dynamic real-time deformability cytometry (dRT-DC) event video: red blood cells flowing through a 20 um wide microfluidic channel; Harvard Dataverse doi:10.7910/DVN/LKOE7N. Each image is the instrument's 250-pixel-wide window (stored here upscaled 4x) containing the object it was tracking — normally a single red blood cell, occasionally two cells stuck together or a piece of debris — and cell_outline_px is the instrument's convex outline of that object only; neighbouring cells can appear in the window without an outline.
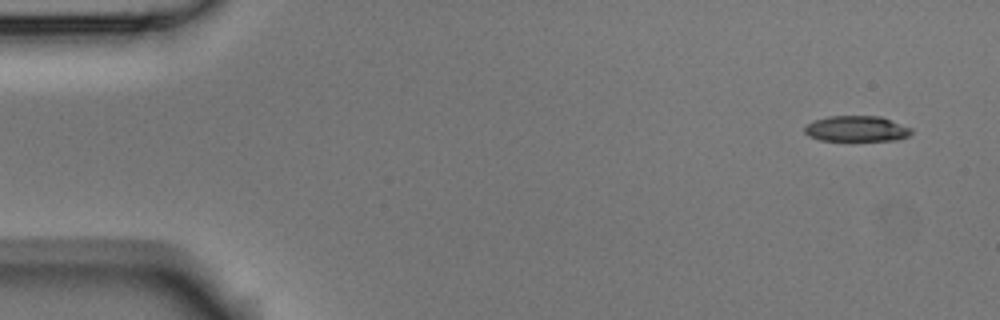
{"species": "Egyptian fruit bat (a non-hibernating species)", "species_latin": "Rousettus aegyptiacus", "temperature_condition": "room temperature", "stored_images_in_passage": 5, "camera_frame_rate_fps": 3000, "um_per_image_px": 0.085, "animal": {"sex": "male"}, "frame": {"image": 1, "passage_image": 1, "time_ms": 0.0, "image_size_px": [1000, 320], "cell_outline_px": [[912, 132], [908, 136], [896, 140], [820, 140], [808, 136], [804, 132], [804, 128], [808, 124], [816, 120], [828, 116], [880, 116], [912, 128]], "centroid_in_image_um": [72.81, 10.94], "position_along_channel_um": 12.2, "area_um2": 15.84}}
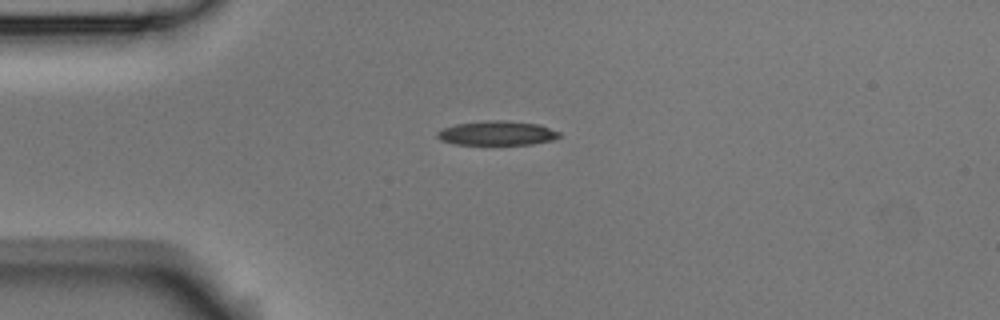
{"frame": {"image": 2, "passage_image": 4, "time_ms": 1.0, "image_size_px": [1000, 320], "cell_outline_px": [[560, 136], [556, 140], [532, 144], [456, 144], [440, 140], [436, 136], [436, 132], [440, 128], [456, 124], [488, 120], [504, 120], [540, 124], [560, 132]], "centroid_in_image_um": [42.25, 11.31], "position_along_channel_um": 42.7, "area_um2": 17.46}}